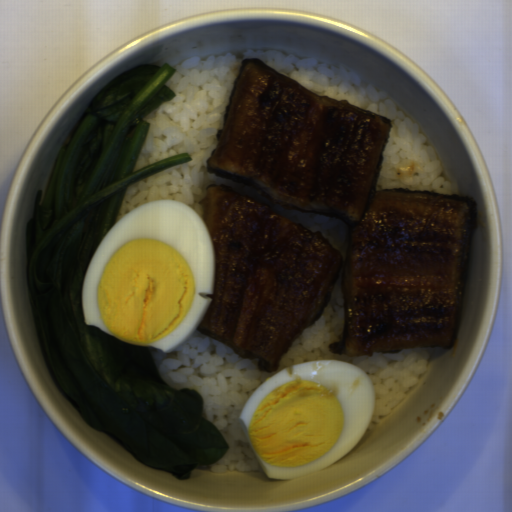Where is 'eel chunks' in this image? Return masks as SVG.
<instances>
[{
	"mask_svg": "<svg viewBox=\"0 0 512 512\" xmlns=\"http://www.w3.org/2000/svg\"><path fill=\"white\" fill-rule=\"evenodd\" d=\"M197 204L214 267L210 303L195 329L275 371L329 305L343 254L319 232L223 184L208 186Z\"/></svg>",
	"mask_w": 512,
	"mask_h": 512,
	"instance_id": "eel-chunks-2",
	"label": "eel chunks"
},
{
	"mask_svg": "<svg viewBox=\"0 0 512 512\" xmlns=\"http://www.w3.org/2000/svg\"><path fill=\"white\" fill-rule=\"evenodd\" d=\"M391 123L246 57L206 160L273 203L345 222L343 331L329 345L345 357L453 347L463 312L475 201L376 189Z\"/></svg>",
	"mask_w": 512,
	"mask_h": 512,
	"instance_id": "eel-chunks-1",
	"label": "eel chunks"
}]
</instances>
